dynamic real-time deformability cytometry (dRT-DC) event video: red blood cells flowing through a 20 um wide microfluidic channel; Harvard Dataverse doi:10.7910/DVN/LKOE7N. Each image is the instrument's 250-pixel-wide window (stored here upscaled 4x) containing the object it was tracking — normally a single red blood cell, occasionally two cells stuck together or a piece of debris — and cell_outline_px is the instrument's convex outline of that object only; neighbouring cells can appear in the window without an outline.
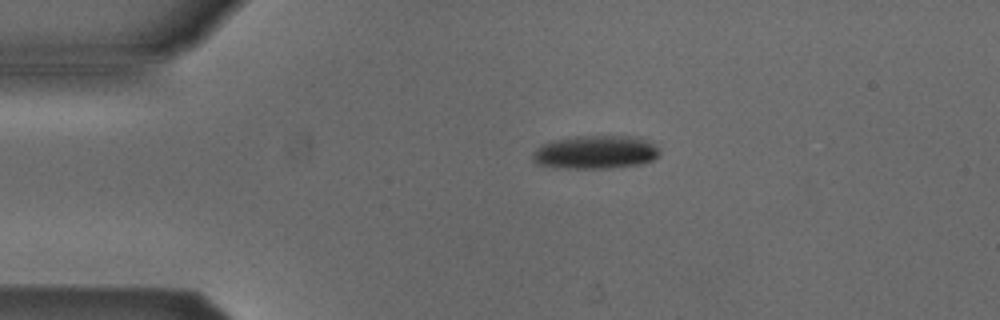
{"species": "Egyptian fruit bat (a non-hibernating species)", "species_latin": "Rousettus aegyptiacus", "temperature_condition": "cold", "stored_images_in_passage": 44, "camera_frame_rate_fps": 3000, "um_per_image_px": 0.085, "animal": {"sex": "male"}, "frame": {"image": 1, "passage_image": 2, "time_ms": 0.333, "image_size_px": [1000, 320], "cell_outline_px": [[656, 156], [652, 160], [632, 164], [592, 168], [576, 168], [544, 164], [536, 160], [536, 152], [540, 148], [548, 144], [564, 140], [636, 140], [648, 144], [656, 148]], "centroid_in_image_um": [50.6, 13.03], "position_along_channel_um": 34.4, "area_um2": 20.35}}
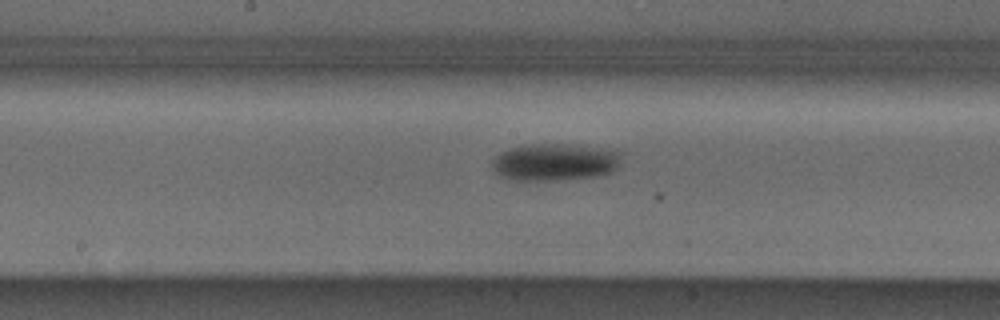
{"frame": {"image": 2, "passage_image": 18, "time_ms": 5.667, "image_size_px": [1000, 320], "cell_outline_px": [[612, 168], [608, 172], [584, 176], [524, 180], [520, 180], [508, 176], [500, 172], [496, 168], [496, 160], [504, 152], [516, 148], [568, 148], [608, 152], [612, 156]], "centroid_in_image_um": [46.98, 13.86], "position_along_channel_um": 201.2, "area_um2": 22.43}}
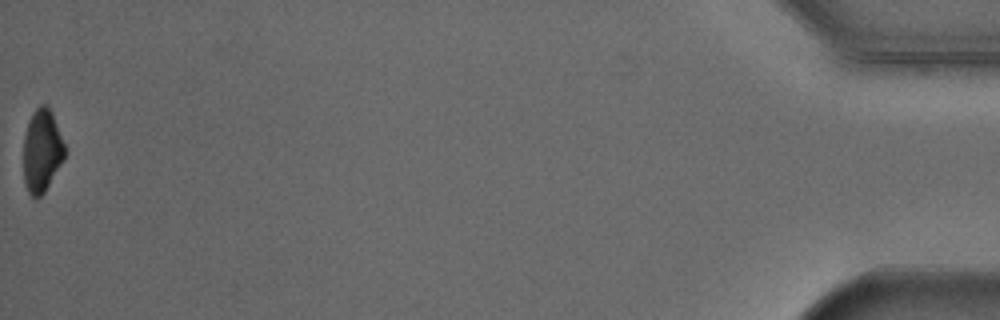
{"frame": {"image": 3, "passage_image": 44, "time_ms": 14.333, "image_size_px": [1000, 320], "cell_outline_px": [[64, 156], [44, 192], [40, 196], [32, 196], [28, 192], [24, 180], [24, 140], [28, 124], [36, 108], [40, 104], [44, 104], [48, 108], [52, 116], [64, 144]], "centroid_in_image_um": [3.53, 12.83], "position_along_channel_um": 431.7, "area_um2": 18.9}, "authors_computed_cell_mechanics": {"area_um2": 21.1837, "velocity_mm_per_s": 3.8709, "shape_relaxation_time_tau1_ms": 3.5652, "shape_relaxation_time_tau2_ms": null, "deformation_change_tau1": 0.1116, "deformation_change_tau2": null}}